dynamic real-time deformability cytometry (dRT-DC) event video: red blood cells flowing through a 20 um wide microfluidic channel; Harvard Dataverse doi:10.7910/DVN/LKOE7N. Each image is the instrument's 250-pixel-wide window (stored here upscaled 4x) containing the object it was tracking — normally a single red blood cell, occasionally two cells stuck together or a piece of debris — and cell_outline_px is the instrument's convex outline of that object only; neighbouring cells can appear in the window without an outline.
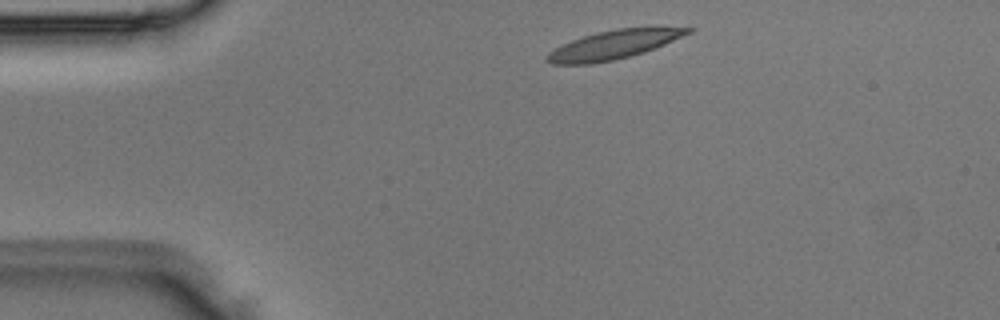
{"species": "Egyptian fruit bat (a non-hibernating species)", "species_latin": "Rousettus aegyptiacus", "temperature_condition": "room temperature", "stored_images_in_passage": 2, "camera_frame_rate_fps": 3000, "um_per_image_px": 0.085, "animal": {"sex": "male"}, "frame": {"image": 1, "passage_image": 1, "time_ms": 0.0, "image_size_px": [1000, 320], "cell_outline_px": [[696, 28], [692, 32], [664, 44], [644, 52], [632, 56], [612, 60], [588, 64], [552, 64], [544, 60], [548, 52], [572, 40], [596, 32], [616, 28]], "centroid_in_image_um": [52.11, 3.81], "position_along_channel_um": 32.9, "area_um2": 23.18}}